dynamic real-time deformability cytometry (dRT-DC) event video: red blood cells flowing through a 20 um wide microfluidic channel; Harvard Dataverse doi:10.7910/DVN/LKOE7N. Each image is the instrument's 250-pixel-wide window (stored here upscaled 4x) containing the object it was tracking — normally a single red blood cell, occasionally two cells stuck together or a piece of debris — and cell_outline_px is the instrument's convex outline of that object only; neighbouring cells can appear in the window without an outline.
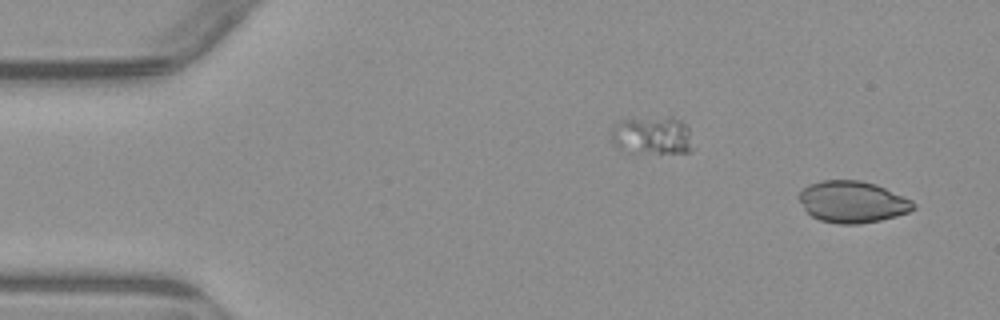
{"species": "common noctule bat (a hibernating species)", "species_latin": "Nyctalus noctula", "temperature_condition": "warm", "stored_images_in_passage": 3, "segment_of_instrument_passage": [2, 2], "camera_frame_rate_fps": 3000, "um_per_image_px": 0.085, "animal": {"sex": "male", "body_mass_g": 23.1, "forearm_length_mm": 52.7}, "frame": {"image": 1, "passage_image": 3, "time_ms": 2.667, "image_size_px": [1000, 320], "cell_outline_px": [[916, 208], [908, 212], [896, 216], [880, 220], [856, 224], [840, 224], [820, 220], [812, 216], [804, 208], [796, 196], [808, 184], [820, 180], [860, 180], [876, 184], [912, 200], [916, 204]], "centroid_in_image_um": [72.45, 17.15], "position_along_channel_um": 12.6, "area_um2": 27.8}}